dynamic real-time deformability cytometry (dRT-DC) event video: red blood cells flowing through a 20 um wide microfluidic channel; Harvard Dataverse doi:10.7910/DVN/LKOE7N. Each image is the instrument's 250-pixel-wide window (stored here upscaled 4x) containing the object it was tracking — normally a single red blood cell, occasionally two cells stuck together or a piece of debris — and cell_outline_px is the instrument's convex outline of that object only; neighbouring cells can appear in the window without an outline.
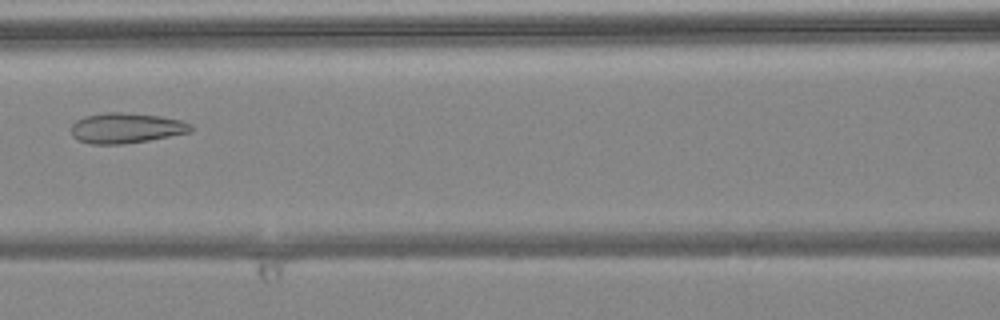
{"species": "common noctule bat (a hibernating species)", "species_latin": "Nyctalus noctula", "temperature_condition": "warm", "stored_images_in_passage": 7, "camera_frame_rate_fps": 3000, "um_per_image_px": 0.085, "animal": {"sex": "female", "body_mass_g": 24.6, "forearm_length_mm": 56.2}, "frame": {"image": 1, "passage_image": 7, "time_ms": 2.0, "image_size_px": [1000, 320], "cell_outline_px": [[196, 128], [192, 132], [148, 140], [124, 144], [88, 144], [76, 140], [72, 136], [72, 124], [76, 120], [84, 116], [104, 112], [120, 112], [160, 116], [180, 120], [192, 124]], "centroid_in_image_um": [10.72, 10.89], "position_along_channel_um": 155.9, "area_um2": 21.39}}